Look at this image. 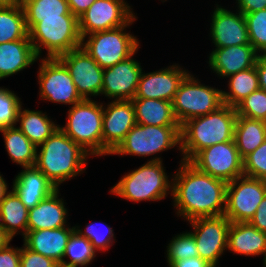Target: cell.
<instances>
[{
    "instance_id": "cell-1",
    "label": "cell",
    "mask_w": 266,
    "mask_h": 267,
    "mask_svg": "<svg viewBox=\"0 0 266 267\" xmlns=\"http://www.w3.org/2000/svg\"><path fill=\"white\" fill-rule=\"evenodd\" d=\"M179 164L172 175V200L177 217L190 221L224 215L227 182L199 171L189 161L181 159Z\"/></svg>"
},
{
    "instance_id": "cell-2",
    "label": "cell",
    "mask_w": 266,
    "mask_h": 267,
    "mask_svg": "<svg viewBox=\"0 0 266 267\" xmlns=\"http://www.w3.org/2000/svg\"><path fill=\"white\" fill-rule=\"evenodd\" d=\"M90 157L88 152L58 128L37 147L35 167L60 189L61 184L86 171Z\"/></svg>"
},
{
    "instance_id": "cell-3",
    "label": "cell",
    "mask_w": 266,
    "mask_h": 267,
    "mask_svg": "<svg viewBox=\"0 0 266 267\" xmlns=\"http://www.w3.org/2000/svg\"><path fill=\"white\" fill-rule=\"evenodd\" d=\"M237 116L235 107L223 104L213 112L184 122L180 126L181 159L190 161L206 147L234 140Z\"/></svg>"
},
{
    "instance_id": "cell-4",
    "label": "cell",
    "mask_w": 266,
    "mask_h": 267,
    "mask_svg": "<svg viewBox=\"0 0 266 267\" xmlns=\"http://www.w3.org/2000/svg\"><path fill=\"white\" fill-rule=\"evenodd\" d=\"M165 171L163 161H147L125 173L109 192L134 203L164 200L169 194L172 197L173 186L172 177Z\"/></svg>"
},
{
    "instance_id": "cell-5",
    "label": "cell",
    "mask_w": 266,
    "mask_h": 267,
    "mask_svg": "<svg viewBox=\"0 0 266 267\" xmlns=\"http://www.w3.org/2000/svg\"><path fill=\"white\" fill-rule=\"evenodd\" d=\"M29 39L38 58L46 50V58H58L81 46L78 18L61 15V18H40L29 30Z\"/></svg>"
},
{
    "instance_id": "cell-6",
    "label": "cell",
    "mask_w": 266,
    "mask_h": 267,
    "mask_svg": "<svg viewBox=\"0 0 266 267\" xmlns=\"http://www.w3.org/2000/svg\"><path fill=\"white\" fill-rule=\"evenodd\" d=\"M176 147V150L180 151V126L135 124L110 155L123 157L130 155L142 158L151 156L148 161H163L158 154Z\"/></svg>"
},
{
    "instance_id": "cell-7",
    "label": "cell",
    "mask_w": 266,
    "mask_h": 267,
    "mask_svg": "<svg viewBox=\"0 0 266 267\" xmlns=\"http://www.w3.org/2000/svg\"><path fill=\"white\" fill-rule=\"evenodd\" d=\"M69 108L67 121L59 128L92 157H101L103 103L84 99Z\"/></svg>"
},
{
    "instance_id": "cell-8",
    "label": "cell",
    "mask_w": 266,
    "mask_h": 267,
    "mask_svg": "<svg viewBox=\"0 0 266 267\" xmlns=\"http://www.w3.org/2000/svg\"><path fill=\"white\" fill-rule=\"evenodd\" d=\"M137 19L135 16L127 25L85 35L82 37L81 47L102 69L110 68L139 49L140 40L126 31Z\"/></svg>"
},
{
    "instance_id": "cell-9",
    "label": "cell",
    "mask_w": 266,
    "mask_h": 267,
    "mask_svg": "<svg viewBox=\"0 0 266 267\" xmlns=\"http://www.w3.org/2000/svg\"><path fill=\"white\" fill-rule=\"evenodd\" d=\"M191 72L180 83L172 101L173 113L180 126L196 117L204 116L223 105L222 90L201 83Z\"/></svg>"
},
{
    "instance_id": "cell-10",
    "label": "cell",
    "mask_w": 266,
    "mask_h": 267,
    "mask_svg": "<svg viewBox=\"0 0 266 267\" xmlns=\"http://www.w3.org/2000/svg\"><path fill=\"white\" fill-rule=\"evenodd\" d=\"M39 99L62 105L77 104L84 99L80 96L70 72L59 58H38Z\"/></svg>"
},
{
    "instance_id": "cell-11",
    "label": "cell",
    "mask_w": 266,
    "mask_h": 267,
    "mask_svg": "<svg viewBox=\"0 0 266 267\" xmlns=\"http://www.w3.org/2000/svg\"><path fill=\"white\" fill-rule=\"evenodd\" d=\"M266 195V181L240 176L227 183L224 215L230 222H249Z\"/></svg>"
},
{
    "instance_id": "cell-12",
    "label": "cell",
    "mask_w": 266,
    "mask_h": 267,
    "mask_svg": "<svg viewBox=\"0 0 266 267\" xmlns=\"http://www.w3.org/2000/svg\"><path fill=\"white\" fill-rule=\"evenodd\" d=\"M189 162L199 171L227 183L244 175L243 159L234 140L206 147Z\"/></svg>"
},
{
    "instance_id": "cell-13",
    "label": "cell",
    "mask_w": 266,
    "mask_h": 267,
    "mask_svg": "<svg viewBox=\"0 0 266 267\" xmlns=\"http://www.w3.org/2000/svg\"><path fill=\"white\" fill-rule=\"evenodd\" d=\"M187 222L193 230L189 232L196 241L198 256L217 267L220 262L219 259L227 251L228 231L231 222L225 215L199 217Z\"/></svg>"
},
{
    "instance_id": "cell-14",
    "label": "cell",
    "mask_w": 266,
    "mask_h": 267,
    "mask_svg": "<svg viewBox=\"0 0 266 267\" xmlns=\"http://www.w3.org/2000/svg\"><path fill=\"white\" fill-rule=\"evenodd\" d=\"M126 0H96L78 18L81 37L127 25L136 15Z\"/></svg>"
},
{
    "instance_id": "cell-15",
    "label": "cell",
    "mask_w": 266,
    "mask_h": 267,
    "mask_svg": "<svg viewBox=\"0 0 266 267\" xmlns=\"http://www.w3.org/2000/svg\"><path fill=\"white\" fill-rule=\"evenodd\" d=\"M68 68L78 93L83 99L101 96L103 73L97 62L81 46L58 57Z\"/></svg>"
},
{
    "instance_id": "cell-16",
    "label": "cell",
    "mask_w": 266,
    "mask_h": 267,
    "mask_svg": "<svg viewBox=\"0 0 266 267\" xmlns=\"http://www.w3.org/2000/svg\"><path fill=\"white\" fill-rule=\"evenodd\" d=\"M132 100H112L103 103L102 156H109L135 126Z\"/></svg>"
},
{
    "instance_id": "cell-17",
    "label": "cell",
    "mask_w": 266,
    "mask_h": 267,
    "mask_svg": "<svg viewBox=\"0 0 266 267\" xmlns=\"http://www.w3.org/2000/svg\"><path fill=\"white\" fill-rule=\"evenodd\" d=\"M137 52L104 69L101 95L110 100H132L135 97L143 71L140 61L133 58Z\"/></svg>"
},
{
    "instance_id": "cell-18",
    "label": "cell",
    "mask_w": 266,
    "mask_h": 267,
    "mask_svg": "<svg viewBox=\"0 0 266 267\" xmlns=\"http://www.w3.org/2000/svg\"><path fill=\"white\" fill-rule=\"evenodd\" d=\"M215 7L209 29L213 47L250 44L245 16L237 9L233 12L218 4Z\"/></svg>"
},
{
    "instance_id": "cell-19",
    "label": "cell",
    "mask_w": 266,
    "mask_h": 267,
    "mask_svg": "<svg viewBox=\"0 0 266 267\" xmlns=\"http://www.w3.org/2000/svg\"><path fill=\"white\" fill-rule=\"evenodd\" d=\"M190 73L180 64H173L153 72L141 73L134 98L160 99L172 102L180 83Z\"/></svg>"
},
{
    "instance_id": "cell-20",
    "label": "cell",
    "mask_w": 266,
    "mask_h": 267,
    "mask_svg": "<svg viewBox=\"0 0 266 267\" xmlns=\"http://www.w3.org/2000/svg\"><path fill=\"white\" fill-rule=\"evenodd\" d=\"M259 53L251 44L215 48L209 53L211 72L222 79L255 66Z\"/></svg>"
},
{
    "instance_id": "cell-21",
    "label": "cell",
    "mask_w": 266,
    "mask_h": 267,
    "mask_svg": "<svg viewBox=\"0 0 266 267\" xmlns=\"http://www.w3.org/2000/svg\"><path fill=\"white\" fill-rule=\"evenodd\" d=\"M227 250L245 257L263 256V267H266V233L249 222H231Z\"/></svg>"
},
{
    "instance_id": "cell-22",
    "label": "cell",
    "mask_w": 266,
    "mask_h": 267,
    "mask_svg": "<svg viewBox=\"0 0 266 267\" xmlns=\"http://www.w3.org/2000/svg\"><path fill=\"white\" fill-rule=\"evenodd\" d=\"M12 190L31 209L57 190L55 185L35 166L25 167L14 177Z\"/></svg>"
},
{
    "instance_id": "cell-23",
    "label": "cell",
    "mask_w": 266,
    "mask_h": 267,
    "mask_svg": "<svg viewBox=\"0 0 266 267\" xmlns=\"http://www.w3.org/2000/svg\"><path fill=\"white\" fill-rule=\"evenodd\" d=\"M60 196V190L57 189L38 205L29 209L27 231L71 226L67 223L69 209L66 208L62 196L59 198Z\"/></svg>"
},
{
    "instance_id": "cell-24",
    "label": "cell",
    "mask_w": 266,
    "mask_h": 267,
    "mask_svg": "<svg viewBox=\"0 0 266 267\" xmlns=\"http://www.w3.org/2000/svg\"><path fill=\"white\" fill-rule=\"evenodd\" d=\"M75 226H65L56 229L27 231L23 244L30 250L53 259L59 265L62 263L65 248Z\"/></svg>"
},
{
    "instance_id": "cell-25",
    "label": "cell",
    "mask_w": 266,
    "mask_h": 267,
    "mask_svg": "<svg viewBox=\"0 0 266 267\" xmlns=\"http://www.w3.org/2000/svg\"><path fill=\"white\" fill-rule=\"evenodd\" d=\"M37 60L38 57L30 39L0 44V80L24 71Z\"/></svg>"
},
{
    "instance_id": "cell-26",
    "label": "cell",
    "mask_w": 266,
    "mask_h": 267,
    "mask_svg": "<svg viewBox=\"0 0 266 267\" xmlns=\"http://www.w3.org/2000/svg\"><path fill=\"white\" fill-rule=\"evenodd\" d=\"M136 124L180 126L173 113L172 102L160 99L133 98Z\"/></svg>"
},
{
    "instance_id": "cell-27",
    "label": "cell",
    "mask_w": 266,
    "mask_h": 267,
    "mask_svg": "<svg viewBox=\"0 0 266 267\" xmlns=\"http://www.w3.org/2000/svg\"><path fill=\"white\" fill-rule=\"evenodd\" d=\"M50 118L46 112L24 109L21 106L17 118L19 126L17 127L38 147L59 128V125Z\"/></svg>"
},
{
    "instance_id": "cell-28",
    "label": "cell",
    "mask_w": 266,
    "mask_h": 267,
    "mask_svg": "<svg viewBox=\"0 0 266 267\" xmlns=\"http://www.w3.org/2000/svg\"><path fill=\"white\" fill-rule=\"evenodd\" d=\"M29 209L13 191L0 202V226L12 237L20 234L22 238L27 233Z\"/></svg>"
},
{
    "instance_id": "cell-29",
    "label": "cell",
    "mask_w": 266,
    "mask_h": 267,
    "mask_svg": "<svg viewBox=\"0 0 266 267\" xmlns=\"http://www.w3.org/2000/svg\"><path fill=\"white\" fill-rule=\"evenodd\" d=\"M266 140V121L237 116L234 142L242 159Z\"/></svg>"
},
{
    "instance_id": "cell-30",
    "label": "cell",
    "mask_w": 266,
    "mask_h": 267,
    "mask_svg": "<svg viewBox=\"0 0 266 267\" xmlns=\"http://www.w3.org/2000/svg\"><path fill=\"white\" fill-rule=\"evenodd\" d=\"M4 138V145L13 163L21 168L34 167L36 163L37 147L17 127L0 130Z\"/></svg>"
},
{
    "instance_id": "cell-31",
    "label": "cell",
    "mask_w": 266,
    "mask_h": 267,
    "mask_svg": "<svg viewBox=\"0 0 266 267\" xmlns=\"http://www.w3.org/2000/svg\"><path fill=\"white\" fill-rule=\"evenodd\" d=\"M227 81L228 91L222 90L223 104L235 107L240 101L248 97L253 91L259 89L258 73L256 66L237 72Z\"/></svg>"
},
{
    "instance_id": "cell-32",
    "label": "cell",
    "mask_w": 266,
    "mask_h": 267,
    "mask_svg": "<svg viewBox=\"0 0 266 267\" xmlns=\"http://www.w3.org/2000/svg\"><path fill=\"white\" fill-rule=\"evenodd\" d=\"M29 39L22 5L0 6V44Z\"/></svg>"
},
{
    "instance_id": "cell-33",
    "label": "cell",
    "mask_w": 266,
    "mask_h": 267,
    "mask_svg": "<svg viewBox=\"0 0 266 267\" xmlns=\"http://www.w3.org/2000/svg\"><path fill=\"white\" fill-rule=\"evenodd\" d=\"M22 7L28 31L40 22V18H61V15H73L67 0H23Z\"/></svg>"
},
{
    "instance_id": "cell-34",
    "label": "cell",
    "mask_w": 266,
    "mask_h": 267,
    "mask_svg": "<svg viewBox=\"0 0 266 267\" xmlns=\"http://www.w3.org/2000/svg\"><path fill=\"white\" fill-rule=\"evenodd\" d=\"M96 253L90 241L74 230L68 239L59 267H87L96 258ZM65 258H69V261Z\"/></svg>"
},
{
    "instance_id": "cell-35",
    "label": "cell",
    "mask_w": 266,
    "mask_h": 267,
    "mask_svg": "<svg viewBox=\"0 0 266 267\" xmlns=\"http://www.w3.org/2000/svg\"><path fill=\"white\" fill-rule=\"evenodd\" d=\"M101 225V226H100ZM103 225V226H102ZM105 225V226H104ZM84 231L79 225H75V230L85 237L93 246L96 252H105L116 242L115 232L108 224H97L90 222L85 225ZM114 242V243H113Z\"/></svg>"
},
{
    "instance_id": "cell-36",
    "label": "cell",
    "mask_w": 266,
    "mask_h": 267,
    "mask_svg": "<svg viewBox=\"0 0 266 267\" xmlns=\"http://www.w3.org/2000/svg\"><path fill=\"white\" fill-rule=\"evenodd\" d=\"M17 95L5 86L0 87V130L17 126L18 113L24 105Z\"/></svg>"
},
{
    "instance_id": "cell-37",
    "label": "cell",
    "mask_w": 266,
    "mask_h": 267,
    "mask_svg": "<svg viewBox=\"0 0 266 267\" xmlns=\"http://www.w3.org/2000/svg\"><path fill=\"white\" fill-rule=\"evenodd\" d=\"M165 253L166 261H177L187 257H197L198 249L194 236L189 231H183L172 237Z\"/></svg>"
},
{
    "instance_id": "cell-38",
    "label": "cell",
    "mask_w": 266,
    "mask_h": 267,
    "mask_svg": "<svg viewBox=\"0 0 266 267\" xmlns=\"http://www.w3.org/2000/svg\"><path fill=\"white\" fill-rule=\"evenodd\" d=\"M236 114L251 119L266 121V91H253L235 106Z\"/></svg>"
},
{
    "instance_id": "cell-39",
    "label": "cell",
    "mask_w": 266,
    "mask_h": 267,
    "mask_svg": "<svg viewBox=\"0 0 266 267\" xmlns=\"http://www.w3.org/2000/svg\"><path fill=\"white\" fill-rule=\"evenodd\" d=\"M250 44L260 53L266 47V9L244 14Z\"/></svg>"
},
{
    "instance_id": "cell-40",
    "label": "cell",
    "mask_w": 266,
    "mask_h": 267,
    "mask_svg": "<svg viewBox=\"0 0 266 267\" xmlns=\"http://www.w3.org/2000/svg\"><path fill=\"white\" fill-rule=\"evenodd\" d=\"M244 175L266 181V140L243 159Z\"/></svg>"
},
{
    "instance_id": "cell-41",
    "label": "cell",
    "mask_w": 266,
    "mask_h": 267,
    "mask_svg": "<svg viewBox=\"0 0 266 267\" xmlns=\"http://www.w3.org/2000/svg\"><path fill=\"white\" fill-rule=\"evenodd\" d=\"M20 247V267H59L53 259L28 249L24 244Z\"/></svg>"
},
{
    "instance_id": "cell-42",
    "label": "cell",
    "mask_w": 266,
    "mask_h": 267,
    "mask_svg": "<svg viewBox=\"0 0 266 267\" xmlns=\"http://www.w3.org/2000/svg\"><path fill=\"white\" fill-rule=\"evenodd\" d=\"M20 247L9 244L0 250V267H20Z\"/></svg>"
},
{
    "instance_id": "cell-43",
    "label": "cell",
    "mask_w": 266,
    "mask_h": 267,
    "mask_svg": "<svg viewBox=\"0 0 266 267\" xmlns=\"http://www.w3.org/2000/svg\"><path fill=\"white\" fill-rule=\"evenodd\" d=\"M237 10L243 15L266 9V0H236Z\"/></svg>"
},
{
    "instance_id": "cell-44",
    "label": "cell",
    "mask_w": 266,
    "mask_h": 267,
    "mask_svg": "<svg viewBox=\"0 0 266 267\" xmlns=\"http://www.w3.org/2000/svg\"><path fill=\"white\" fill-rule=\"evenodd\" d=\"M255 228L266 233V195L249 221Z\"/></svg>"
},
{
    "instance_id": "cell-45",
    "label": "cell",
    "mask_w": 266,
    "mask_h": 267,
    "mask_svg": "<svg viewBox=\"0 0 266 267\" xmlns=\"http://www.w3.org/2000/svg\"><path fill=\"white\" fill-rule=\"evenodd\" d=\"M169 267H214L207 260L202 259L201 257H187L185 259L177 261H167Z\"/></svg>"
},
{
    "instance_id": "cell-46",
    "label": "cell",
    "mask_w": 266,
    "mask_h": 267,
    "mask_svg": "<svg viewBox=\"0 0 266 267\" xmlns=\"http://www.w3.org/2000/svg\"><path fill=\"white\" fill-rule=\"evenodd\" d=\"M96 0H67L70 12L79 18Z\"/></svg>"
},
{
    "instance_id": "cell-47",
    "label": "cell",
    "mask_w": 266,
    "mask_h": 267,
    "mask_svg": "<svg viewBox=\"0 0 266 267\" xmlns=\"http://www.w3.org/2000/svg\"><path fill=\"white\" fill-rule=\"evenodd\" d=\"M255 66L258 73L259 88L266 91V57L259 55Z\"/></svg>"
},
{
    "instance_id": "cell-48",
    "label": "cell",
    "mask_w": 266,
    "mask_h": 267,
    "mask_svg": "<svg viewBox=\"0 0 266 267\" xmlns=\"http://www.w3.org/2000/svg\"><path fill=\"white\" fill-rule=\"evenodd\" d=\"M12 237L0 226V250L6 248L12 241Z\"/></svg>"
},
{
    "instance_id": "cell-49",
    "label": "cell",
    "mask_w": 266,
    "mask_h": 267,
    "mask_svg": "<svg viewBox=\"0 0 266 267\" xmlns=\"http://www.w3.org/2000/svg\"><path fill=\"white\" fill-rule=\"evenodd\" d=\"M9 192V185L3 175L0 174V202Z\"/></svg>"
},
{
    "instance_id": "cell-50",
    "label": "cell",
    "mask_w": 266,
    "mask_h": 267,
    "mask_svg": "<svg viewBox=\"0 0 266 267\" xmlns=\"http://www.w3.org/2000/svg\"><path fill=\"white\" fill-rule=\"evenodd\" d=\"M23 0H0V6H18L22 5Z\"/></svg>"
},
{
    "instance_id": "cell-51",
    "label": "cell",
    "mask_w": 266,
    "mask_h": 267,
    "mask_svg": "<svg viewBox=\"0 0 266 267\" xmlns=\"http://www.w3.org/2000/svg\"><path fill=\"white\" fill-rule=\"evenodd\" d=\"M259 55L266 57V47L259 53Z\"/></svg>"
}]
</instances>
